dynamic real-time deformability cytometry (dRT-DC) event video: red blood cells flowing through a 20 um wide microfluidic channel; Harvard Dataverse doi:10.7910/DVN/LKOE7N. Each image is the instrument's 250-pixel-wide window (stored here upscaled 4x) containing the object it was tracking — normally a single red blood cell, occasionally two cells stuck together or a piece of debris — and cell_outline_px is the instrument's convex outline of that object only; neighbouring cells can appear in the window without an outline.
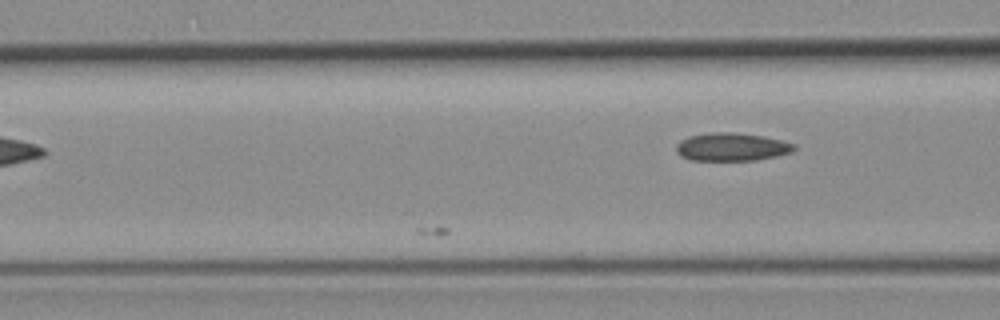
{"species": "common noctule bat (a hibernating species)", "species_latin": "Nyctalus noctula", "temperature_condition": "room temperature", "stored_images_in_passage": 24, "camera_frame_rate_fps": 3000, "um_per_image_px": 0.085, "animal": {"sex": "female", "body_mass_g": 19.3, "forearm_length_mm": 54.1}, "frame": {"image": 1, "passage_image": 24, "time_ms": 7.667, "image_size_px": [1000, 320], "cell_outline_px": [[796, 148], [792, 152], [776, 156], [756, 160], [692, 160], [680, 156], [676, 152], [676, 144], [680, 140], [688, 136], [712, 132], [732, 132], [764, 136], [796, 144]], "centroid_in_image_um": [62.18, 12.48], "position_along_channel_um": 104.4, "area_um2": 19.36}}